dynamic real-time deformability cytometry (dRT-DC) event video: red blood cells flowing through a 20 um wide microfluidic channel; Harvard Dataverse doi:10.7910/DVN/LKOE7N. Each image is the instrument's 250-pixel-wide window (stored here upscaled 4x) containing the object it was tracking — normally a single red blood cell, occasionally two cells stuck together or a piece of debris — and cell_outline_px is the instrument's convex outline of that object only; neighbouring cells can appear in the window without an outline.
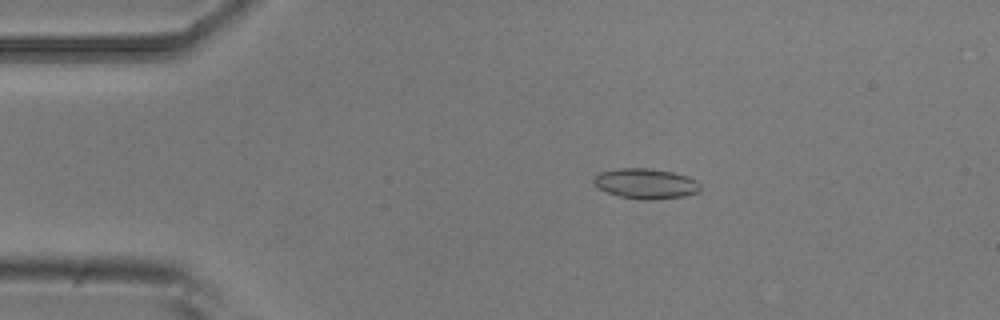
{"species": "common noctule bat (a hibernating species)", "species_latin": "Nyctalus noctula", "temperature_condition": "room temperature", "stored_images_in_passage": 54, "camera_frame_rate_fps": 3000, "um_per_image_px": 0.085, "animal": {"sex": "male", "body_mass_g": 20.5, "forearm_length_mm": 52.5}, "frame": {"image": 1, "passage_image": 10, "time_ms": 3.0, "image_size_px": [1000, 320], "cell_outline_px": [[700, 188], [696, 192], [684, 196], [620, 196], [608, 192], [600, 188], [592, 180], [600, 172], [616, 168], [648, 168], [672, 172], [688, 176], [696, 180], [700, 184]], "centroid_in_image_um": [54.88, 15.53], "position_along_channel_um": 30.1, "area_um2": 17.57}}
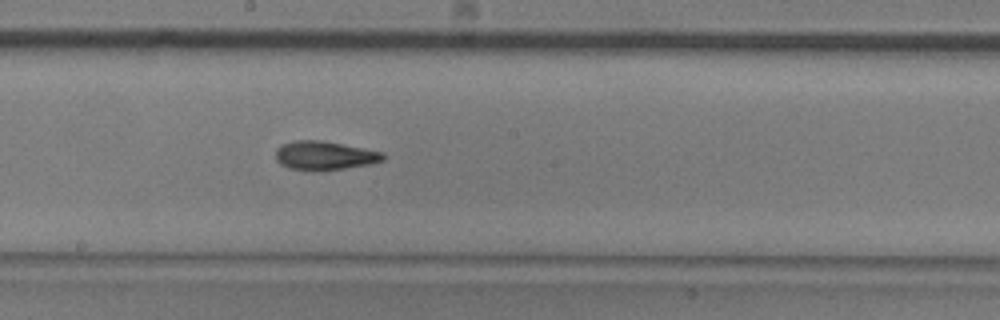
{"frame": {"image": 2, "passage_image": 29, "time_ms": 9.333, "image_size_px": [1000, 320], "cell_outline_px": [[384, 160], [372, 164], [344, 168], [288, 168], [280, 164], [276, 160], [276, 148], [284, 144], [296, 140], [320, 140], [384, 152]], "centroid_in_image_um": [27.61, 13.19], "position_along_channel_um": 220.6, "area_um2": 17.34}}
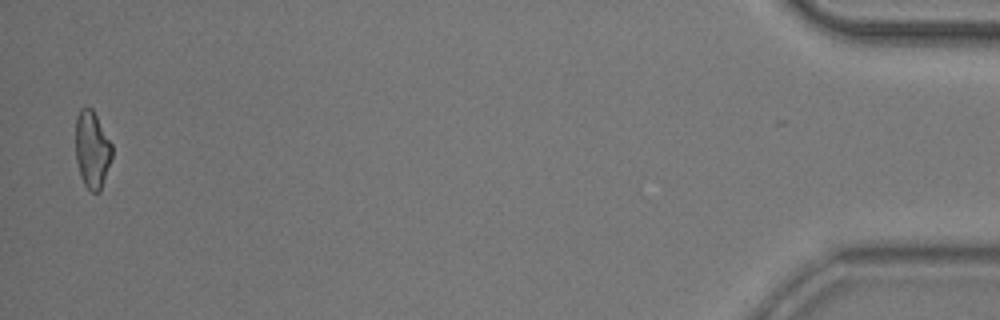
{"frame": {"image": 3, "passage_image": 53, "time_ms": 17.333, "image_size_px": [1000, 320], "cell_outline_px": [[112, 156], [100, 192], [92, 192], [84, 184], [80, 176], [76, 160], [76, 116], [80, 108], [92, 108], [112, 144]], "centroid_in_image_um": [7.82, 12.72], "position_along_channel_um": 427.4, "area_um2": 16.3}, "authors_computed_cell_mechanics": {"area_um2": 17.6001, "velocity_mm_per_s": 3.736, "shape_relaxation_time_tau1_ms": 5.9863, "shape_relaxation_time_tau2_ms": 2.9001, "deformation_change_tau1": 0.1608, "deformation_change_tau2": 0.1032}}